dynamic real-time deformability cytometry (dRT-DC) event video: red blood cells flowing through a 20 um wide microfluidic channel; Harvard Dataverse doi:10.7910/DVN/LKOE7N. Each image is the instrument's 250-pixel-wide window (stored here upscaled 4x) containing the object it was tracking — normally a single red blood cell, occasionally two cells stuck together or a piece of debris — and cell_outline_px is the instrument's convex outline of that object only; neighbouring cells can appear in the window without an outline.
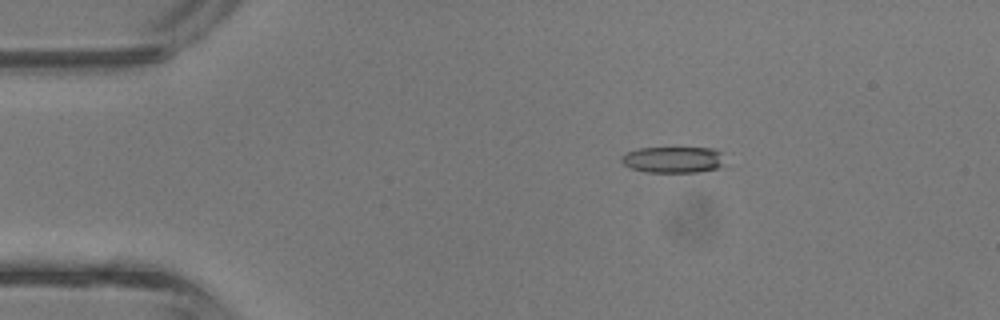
{"species": "common noctule bat (a hibernating species)", "species_latin": "Nyctalus noctula", "temperature_condition": "room temperature", "stored_images_in_passage": 35, "camera_frame_rate_fps": 3000, "um_per_image_px": 0.085, "animal": {"sex": "male", "body_mass_g": 13.3}, "frame": {"image": 1, "passage_image": 1, "time_ms": 0.0, "image_size_px": [1000, 320], "cell_outline_px": [[724, 164], [720, 168], [700, 172], [644, 172], [632, 168], [624, 164], [620, 160], [620, 156], [628, 152], [640, 148], [712, 148], [720, 152]], "centroid_in_image_um": [57.22, 13.58], "position_along_channel_um": 27.8, "area_um2": 15.84}}
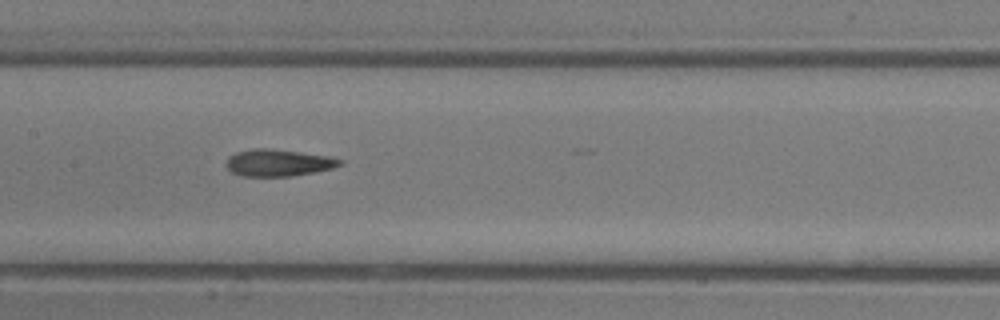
{"frame": {"image": 2, "passage_image": 14, "time_ms": 4.333, "image_size_px": [1000, 320], "cell_outline_px": [[344, 164], [332, 168], [316, 172], [292, 176], [240, 176], [232, 172], [224, 164], [228, 156], [236, 152], [252, 148], [272, 148], [332, 156], [344, 160]], "centroid_in_image_um": [23.68, 13.82], "position_along_channel_um": 183.7, "area_um2": 18.26}}
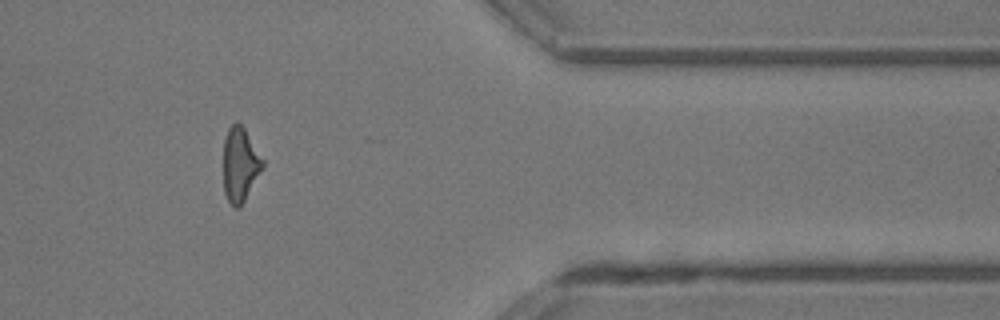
{"frame": {"image": 3, "passage_image": 28, "time_ms": 9.0, "image_size_px": [1000, 320], "cell_outline_px": [[264, 164], [260, 172], [240, 208], [236, 208], [228, 200], [224, 192], [224, 140], [228, 128], [236, 120], [244, 128], [264, 160]], "centroid_in_image_um": [20.4, 13.97], "position_along_channel_um": 391.0, "area_um2": 16.76}, "authors_computed_cell_mechanics": {"area_um2": 17.5134, "velocity_mm_per_s": 4.9708, "shape_relaxation_time_tau1_ms": null, "shape_relaxation_time_tau2_ms": 4.0899, "deformation_change_tau1": null, "deformation_change_tau2": 0.1595}}